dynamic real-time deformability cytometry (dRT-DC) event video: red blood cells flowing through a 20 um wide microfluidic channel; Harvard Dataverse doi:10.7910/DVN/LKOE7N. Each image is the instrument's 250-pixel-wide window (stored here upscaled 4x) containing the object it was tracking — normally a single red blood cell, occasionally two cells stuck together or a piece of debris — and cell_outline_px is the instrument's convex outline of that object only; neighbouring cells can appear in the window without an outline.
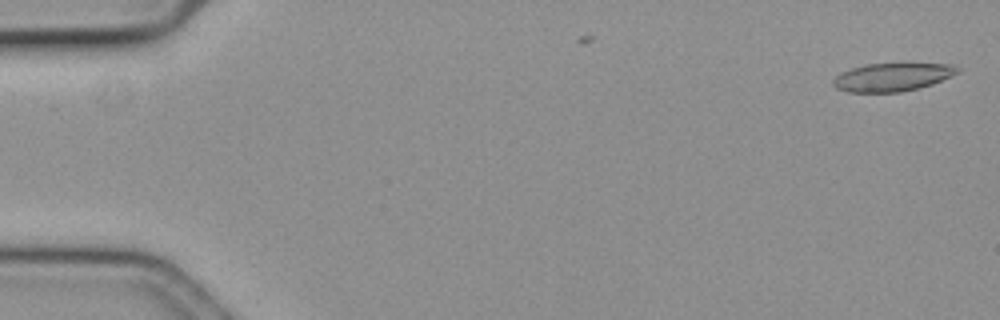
{"species": "common noctule bat (a hibernating species)", "species_latin": "Nyctalus noctula", "temperature_condition": "cold", "stored_images_in_passage": 7, "camera_frame_rate_fps": 3000, "um_per_image_px": 0.085, "animal": {"sex": "female", "body_mass_g": 19.3, "forearm_length_mm": 54.1}, "frame": {"image": 1, "passage_image": 1, "time_ms": 0.0, "image_size_px": [1000, 320], "cell_outline_px": [[960, 72], [932, 84], [900, 92], [848, 92], [836, 88], [832, 84], [832, 80], [840, 72], [864, 64], [952, 64], [960, 68]], "centroid_in_image_um": [75.82, 6.55], "position_along_channel_um": 9.2, "area_um2": 20.29}}